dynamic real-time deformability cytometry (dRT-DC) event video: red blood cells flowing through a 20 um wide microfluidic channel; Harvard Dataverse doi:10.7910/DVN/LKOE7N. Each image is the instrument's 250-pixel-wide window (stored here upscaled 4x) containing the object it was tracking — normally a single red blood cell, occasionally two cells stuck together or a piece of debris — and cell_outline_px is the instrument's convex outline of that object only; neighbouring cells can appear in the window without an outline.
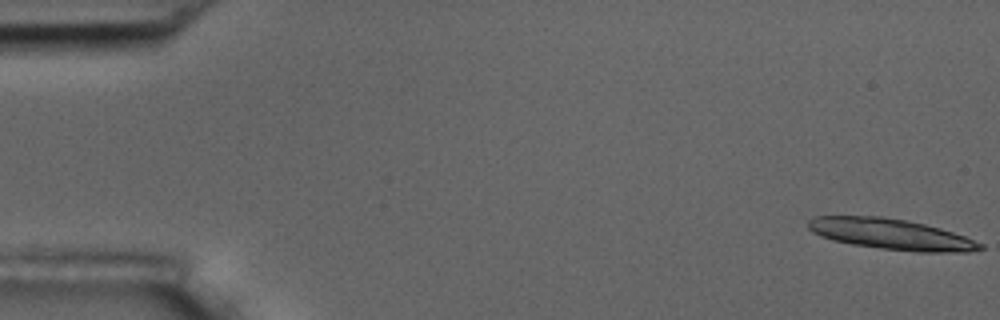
{"species": "common noctule bat (a hibernating species)", "species_latin": "Nyctalus noctula", "temperature_condition": "room temperature", "stored_images_in_passage": 15, "camera_frame_rate_fps": 3000, "um_per_image_px": 0.085, "animal": {"sex": "male", "body_mass_g": 17.5, "forearm_length_mm": 52.3}, "frame": {"image": 1, "passage_image": 1, "time_ms": 0.0, "image_size_px": [1000, 320], "cell_outline_px": [[984, 248], [968, 252], [916, 252], [880, 248], [852, 244], [832, 240], [820, 236], [812, 232], [808, 228], [808, 220], [816, 216], [884, 216], [908, 220], [940, 228], [964, 236], [984, 244]], "centroid_in_image_um": [75.73, 19.9], "position_along_channel_um": 9.3, "area_um2": 30.92}}